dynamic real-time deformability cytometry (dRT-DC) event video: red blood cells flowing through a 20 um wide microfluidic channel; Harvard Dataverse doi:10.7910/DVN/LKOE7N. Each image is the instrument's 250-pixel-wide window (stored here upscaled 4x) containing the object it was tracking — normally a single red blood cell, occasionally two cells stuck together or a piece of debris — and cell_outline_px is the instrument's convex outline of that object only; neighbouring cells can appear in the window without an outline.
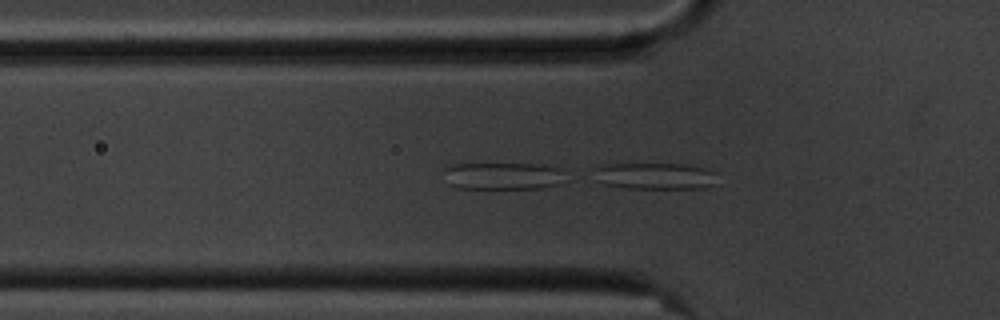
{"species": "common noctule bat (a hibernating species)", "species_latin": "Nyctalus noctula", "temperature_condition": "cold", "stored_images_in_passage": 54, "camera_frame_rate_fps": 3000, "um_per_image_px": 0.085, "animal": {"sex": "male", "body_mass_g": 20.1, "forearm_length_mm": 53.5}, "frame": {"image": 1, "passage_image": 17, "time_ms": 5.333, "image_size_px": [1000, 320], "cell_outline_px": [[716, 172], [712, 184], [704, 188], [628, 188], [608, 184], [596, 180], [596, 168], [600, 164], [688, 164], [704, 168]], "centroid_in_image_um": [55.68, 14.95], "position_along_channel_um": 70.1, "area_um2": 18.79}}
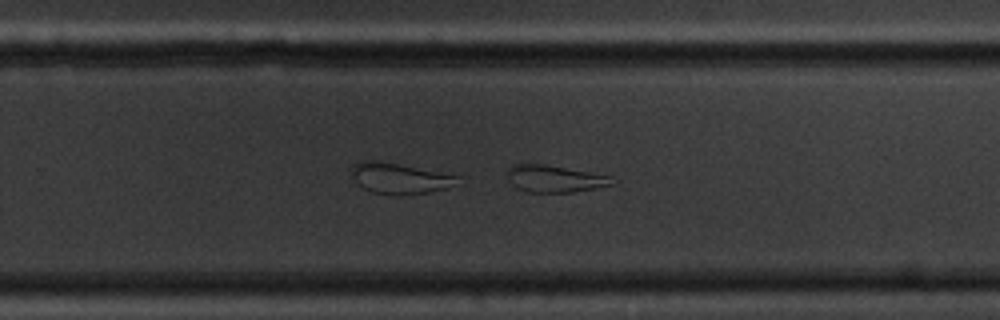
{"frame": {"image": 2, "passage_image": 35, "time_ms": 11.333, "image_size_px": [1000, 320], "cell_outline_px": [[612, 184], [572, 192], [528, 192], [516, 188], [504, 176], [508, 168], [512, 164], [544, 164], [588, 172], [608, 176]], "centroid_in_image_um": [46.98, 15.18], "position_along_channel_um": 282.8, "area_um2": 16.18}}
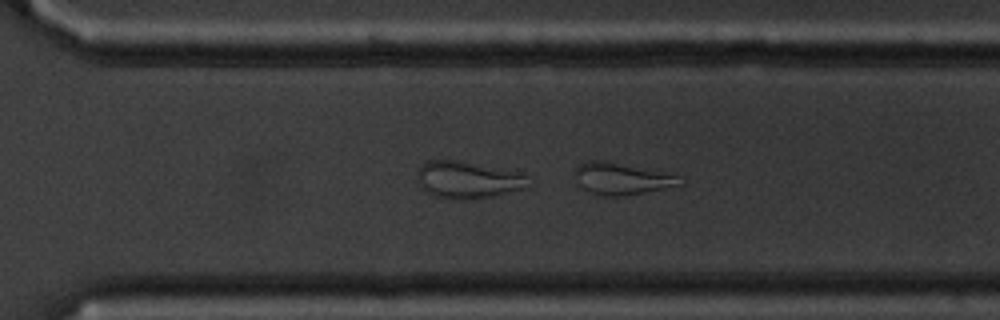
{"frame": {"image": 3, "passage_image": 38, "time_ms": 12.333, "image_size_px": [1000, 320], "cell_outline_px": [[684, 184], [644, 192], [616, 196], [608, 196], [592, 192], [576, 184], [572, 172], [580, 164], [588, 160], [612, 160], [664, 172], [676, 176]], "centroid_in_image_um": [52.77, 15.14], "position_along_channel_um": 317.8, "area_um2": 19.54}}